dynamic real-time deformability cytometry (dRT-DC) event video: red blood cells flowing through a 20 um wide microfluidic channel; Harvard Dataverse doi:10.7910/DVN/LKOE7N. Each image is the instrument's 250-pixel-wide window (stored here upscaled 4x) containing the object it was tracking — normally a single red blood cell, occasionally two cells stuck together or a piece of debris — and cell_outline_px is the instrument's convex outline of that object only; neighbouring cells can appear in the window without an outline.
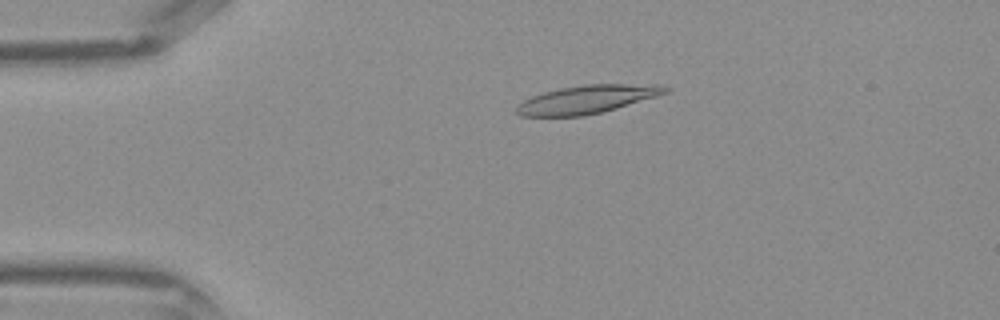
{"species": "Egyptian fruit bat (a non-hibernating species)", "species_latin": "Rousettus aegyptiacus", "temperature_condition": "warm", "stored_images_in_passage": 43, "camera_frame_rate_fps": 3000, "um_per_image_px": 0.085, "frame": {"image": 1, "passage_image": 9, "time_ms": 2.667, "image_size_px": [1000, 320], "cell_outline_px": [[672, 88], [668, 92], [656, 96], [616, 108], [584, 116], [520, 116], [516, 112], [516, 104], [532, 96], [544, 92], [560, 88], [584, 84], [664, 84]], "centroid_in_image_um": [49.92, 8.43], "position_along_channel_um": 35.1, "area_um2": 24.51}}
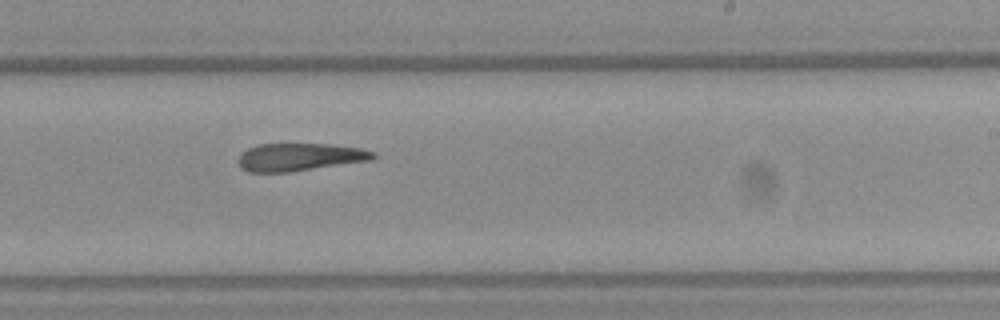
{"frame": {"image": 2, "passage_image": 26, "time_ms": 8.333, "image_size_px": [1000, 320], "cell_outline_px": [[376, 156], [372, 160], [292, 172], [248, 172], [240, 168], [240, 156], [248, 148], [256, 144], [332, 144], [360, 148], [376, 152]], "centroid_in_image_um": [25.51, 13.35], "position_along_channel_um": 263.5, "area_um2": 21.85}}
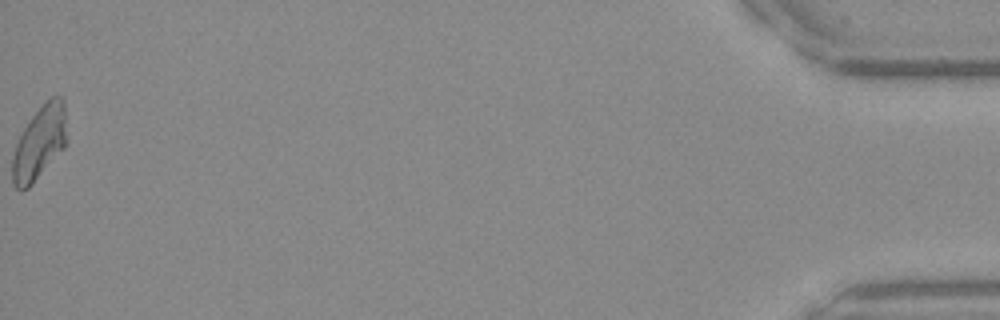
{"frame": {"image": 3, "passage_image": 43, "time_ms": 14.0, "image_size_px": [1000, 320], "cell_outline_px": [[64, 148], [32, 184], [28, 188], [16, 188], [12, 184], [12, 156], [16, 144], [24, 128], [32, 116], [44, 100], [52, 96], [64, 96]], "centroid_in_image_um": [3.32, 12.12], "position_along_channel_um": 431.9, "area_um2": 22.83}}